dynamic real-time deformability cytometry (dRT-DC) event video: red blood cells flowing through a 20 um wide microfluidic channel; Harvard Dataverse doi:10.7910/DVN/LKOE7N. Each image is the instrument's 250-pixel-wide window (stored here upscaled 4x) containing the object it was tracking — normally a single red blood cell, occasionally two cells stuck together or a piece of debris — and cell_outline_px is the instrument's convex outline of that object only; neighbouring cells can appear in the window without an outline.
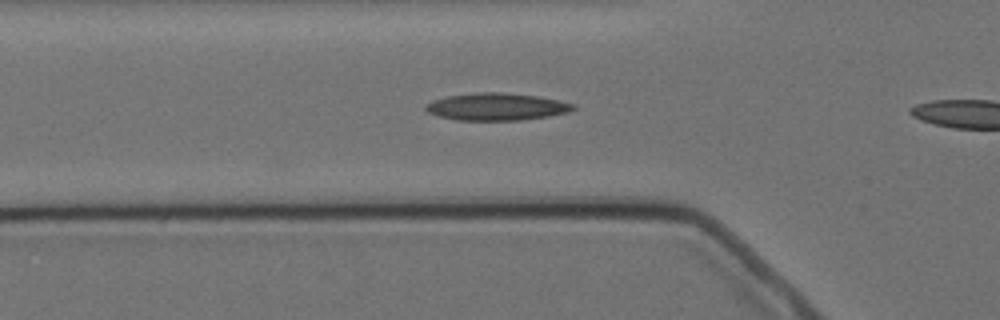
{"species": "Egyptian fruit bat (a non-hibernating species)", "species_latin": "Rousettus aegyptiacus", "temperature_condition": "cold", "stored_images_in_passage": 5, "segment_of_instrument_passage": [1, 2], "camera_frame_rate_fps": 3000, "um_per_image_px": 0.085, "animal": {"sex": "female"}, "frame": {"image": 1, "passage_image": 4, "time_ms": 3.333, "image_size_px": [1000, 320], "cell_outline_px": [[576, 108], [568, 112], [548, 116], [520, 120], [456, 120], [440, 116], [428, 112], [424, 108], [424, 104], [432, 100], [444, 96], [476, 92], [504, 92], [536, 96], [560, 100], [576, 104]], "centroid_in_image_um": [42.19, 9.06], "position_along_channel_um": 83.6, "area_um2": 23.64}}